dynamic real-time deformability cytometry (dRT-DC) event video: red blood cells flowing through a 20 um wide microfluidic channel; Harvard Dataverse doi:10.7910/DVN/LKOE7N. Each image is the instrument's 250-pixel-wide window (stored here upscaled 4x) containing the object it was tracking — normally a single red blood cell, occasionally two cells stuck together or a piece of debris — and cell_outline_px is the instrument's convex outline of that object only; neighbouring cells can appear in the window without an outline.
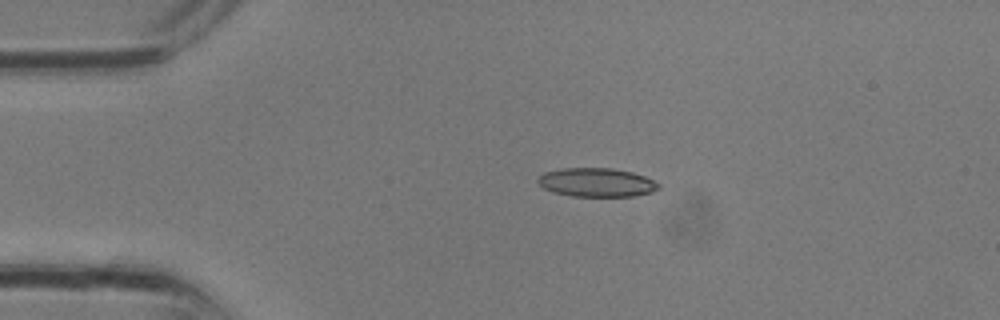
{"species": "common noctule bat (a hibernating species)", "species_latin": "Nyctalus noctula", "temperature_condition": "room temperature", "stored_images_in_passage": 13, "camera_frame_rate_fps": 3000, "um_per_image_px": 0.085, "animal": {"sex": "male", "body_mass_g": 13.3}, "frame": {"image": 1, "passage_image": 1, "time_ms": 0.0, "image_size_px": [1000, 320], "cell_outline_px": [[660, 188], [652, 192], [632, 196], [572, 196], [552, 192], [544, 188], [536, 180], [544, 172], [560, 168], [612, 168], [632, 172], [644, 176], [660, 184]], "centroid_in_image_um": [50.7, 15.5], "position_along_channel_um": 34.3, "area_um2": 20.23}}
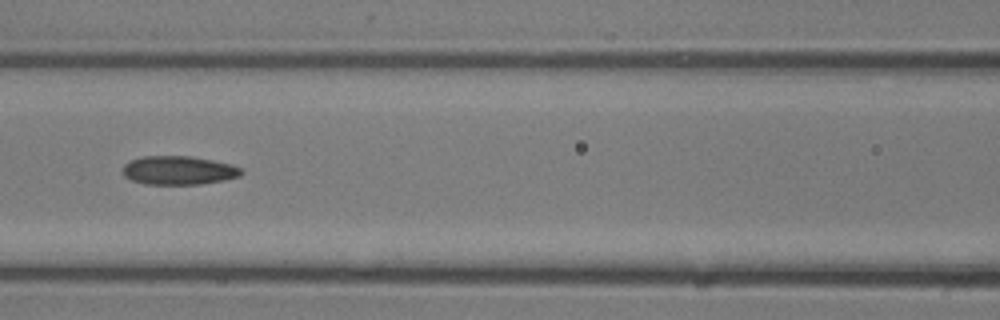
{"frame": {"image": 2, "passage_image": 8, "time_ms": 2.333, "image_size_px": [1000, 320], "cell_outline_px": [[244, 172], [240, 176], [224, 180], [200, 184], [144, 184], [132, 180], [124, 176], [124, 164], [128, 160], [144, 156], [192, 156], [232, 164], [244, 168]], "centroid_in_image_um": [15.22, 14.47], "position_along_channel_um": 151.4, "area_um2": 20.0}}
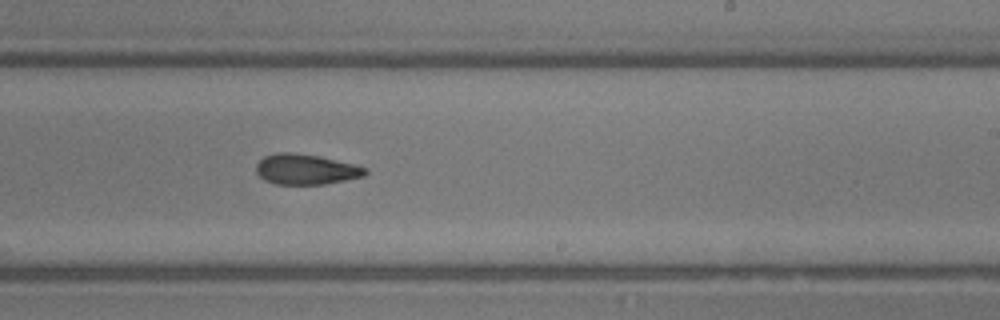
{"frame": {"image": 3, "passage_image": 13, "time_ms": 4.0, "image_size_px": [1000, 320], "cell_outline_px": [[368, 172], [364, 176], [324, 184], [276, 184], [264, 180], [256, 172], [256, 164], [264, 156], [276, 152], [292, 152], [320, 156], [368, 168]], "centroid_in_image_um": [25.98, 14.38], "position_along_channel_um": 263.0, "area_um2": 19.31}}